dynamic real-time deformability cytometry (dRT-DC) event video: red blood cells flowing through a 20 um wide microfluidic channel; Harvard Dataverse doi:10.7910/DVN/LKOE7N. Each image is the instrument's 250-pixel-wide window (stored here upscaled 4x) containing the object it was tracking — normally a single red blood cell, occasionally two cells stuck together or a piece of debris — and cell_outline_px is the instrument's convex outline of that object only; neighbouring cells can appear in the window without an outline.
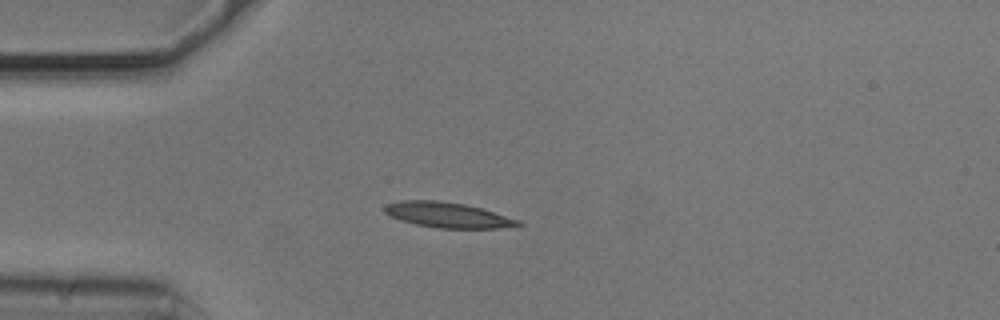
{"species": "common noctule bat (a hibernating species)", "species_latin": "Nyctalus noctula", "temperature_condition": "cold", "stored_images_in_passage": 41, "camera_frame_rate_fps": 3000, "um_per_image_px": 0.085, "animal": {"sex": "male", "body_mass_g": 20.5, "forearm_length_mm": 52.5}, "frame": {"image": 1, "passage_image": 1, "time_ms": 0.0, "image_size_px": [1000, 320], "cell_outline_px": [[524, 224], [500, 228], [436, 228], [416, 224], [400, 220], [384, 212], [384, 208], [388, 204], [404, 200], [440, 200], [464, 204], [480, 208], [520, 220]], "centroid_in_image_um": [38.06, 18.27], "position_along_channel_um": 46.9, "area_um2": 19.48}}
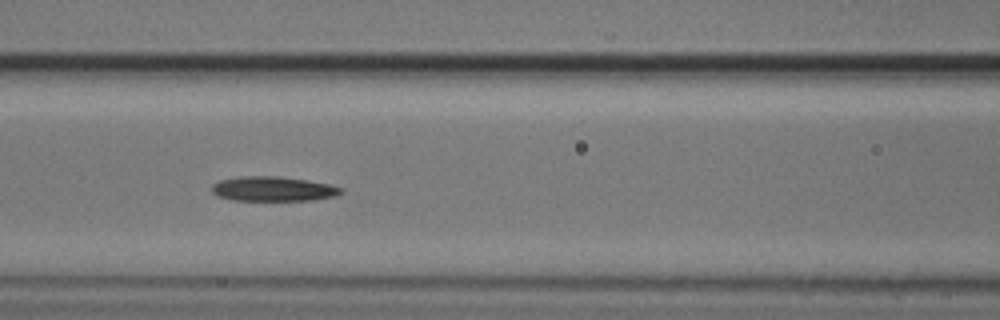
{"frame": {"image": 2, "passage_image": 10, "time_ms": 3.0, "image_size_px": [1000, 320], "cell_outline_px": [[344, 192], [336, 196], [312, 200], [232, 200], [216, 196], [212, 192], [212, 184], [220, 180], [240, 176], [280, 176], [308, 180], [328, 184], [344, 188]], "centroid_in_image_um": [23.22, 16.05], "position_along_channel_um": 143.4, "area_um2": 18.73}}
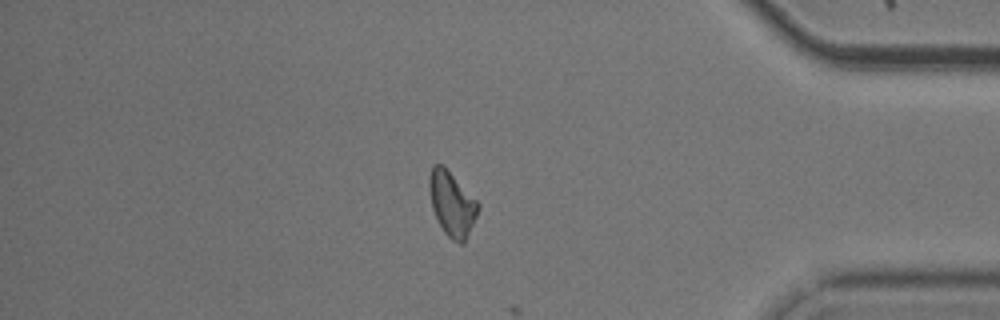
{"frame": {"image": 3, "passage_image": 33, "time_ms": 10.667, "image_size_px": [1000, 320], "cell_outline_px": [[480, 208], [464, 244], [460, 244], [452, 240], [444, 232], [432, 208], [428, 188], [428, 180], [432, 164], [444, 164], [480, 204]], "centroid_in_image_um": [38.41, 17.29], "position_along_channel_um": 396.8, "area_um2": 18.55}}